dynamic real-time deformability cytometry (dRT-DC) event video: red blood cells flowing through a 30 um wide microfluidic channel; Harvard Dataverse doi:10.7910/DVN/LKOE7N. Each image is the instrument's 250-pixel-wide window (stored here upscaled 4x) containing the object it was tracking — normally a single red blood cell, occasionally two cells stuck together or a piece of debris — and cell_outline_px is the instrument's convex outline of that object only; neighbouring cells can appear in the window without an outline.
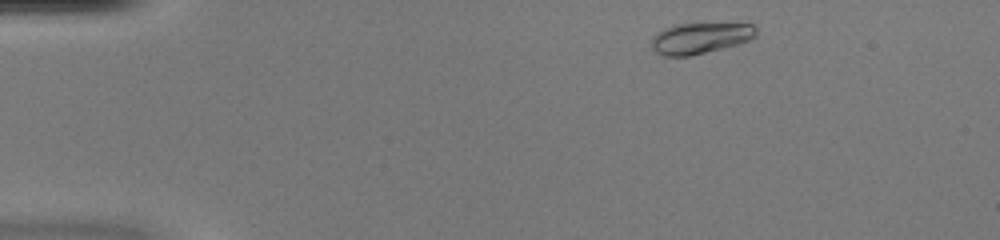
{"species": "common noctule bat (a hibernating species)", "species_latin": "Nyctalus noctula", "temperature_condition": "warm", "stored_images_in_passage": 45, "camera_frame_rate_fps": 3000, "um_per_image_px": 0.085, "animal": {"sex": "female", "body_mass_g": 20.0, "forearm_length_mm": 54.0}, "frame": {"image": 1, "passage_image": 2, "time_ms": 0.333, "image_size_px": [1000, 240], "cell_outline_px": [[756, 36], [748, 40], [736, 44], [688, 56], [664, 56], [656, 52], [652, 48], [652, 36], [656, 32], [672, 24], [752, 24], [756, 28]], "centroid_in_image_um": [59.45, 3.23], "position_along_channel_um": 25.5, "area_um2": 18.61}}
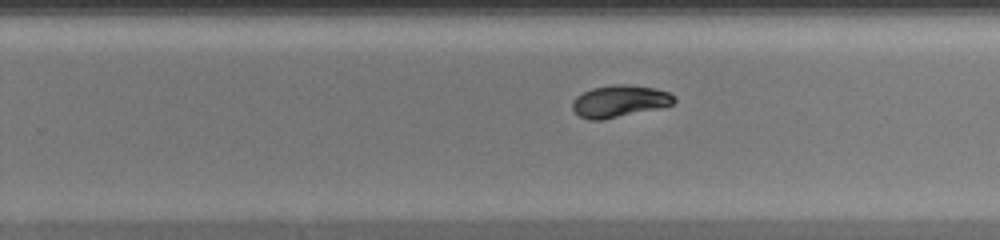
{"frame": {"image": 2, "passage_image": 27, "time_ms": 8.667, "image_size_px": [1000, 240], "cell_outline_px": [[676, 100], [672, 104], [660, 108], [600, 120], [588, 120], [580, 116], [572, 108], [572, 100], [576, 96], [592, 88], [616, 84], [624, 84], [652, 88], [668, 92]], "centroid_in_image_um": [52.62, 8.6], "position_along_channel_um": 277.2, "area_um2": 18.67}}
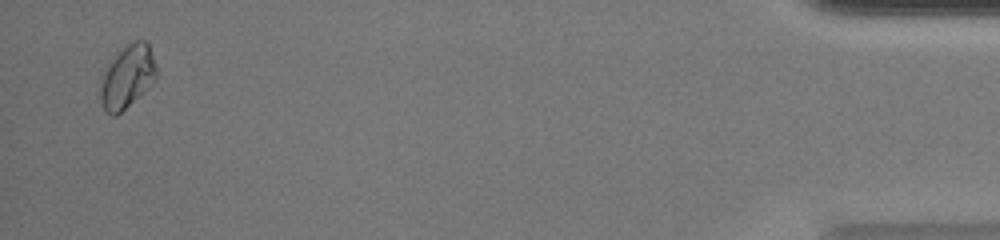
{"frame": {"image": 3, "passage_image": 44, "time_ms": 14.333, "image_size_px": [1000, 240], "cell_outline_px": [[156, 80], [152, 84], [116, 116], [112, 116], [104, 108], [96, 96], [96, 92], [100, 72], [128, 44], [136, 40], [144, 40], [148, 44], [156, 64]], "centroid_in_image_um": [10.74, 6.56], "position_along_channel_um": 424.5, "area_um2": 20.92}, "authors_computed_cell_mechanics": {"area_um2": 18.8428, "velocity_mm_per_s": 4.0311, "shape_relaxation_time_tau1_ms": 3.9469, "shape_relaxation_time_tau2_ms": 2.7097, "deformation_change_tau1": 0.1498, "deformation_change_tau2": 0.0284}}